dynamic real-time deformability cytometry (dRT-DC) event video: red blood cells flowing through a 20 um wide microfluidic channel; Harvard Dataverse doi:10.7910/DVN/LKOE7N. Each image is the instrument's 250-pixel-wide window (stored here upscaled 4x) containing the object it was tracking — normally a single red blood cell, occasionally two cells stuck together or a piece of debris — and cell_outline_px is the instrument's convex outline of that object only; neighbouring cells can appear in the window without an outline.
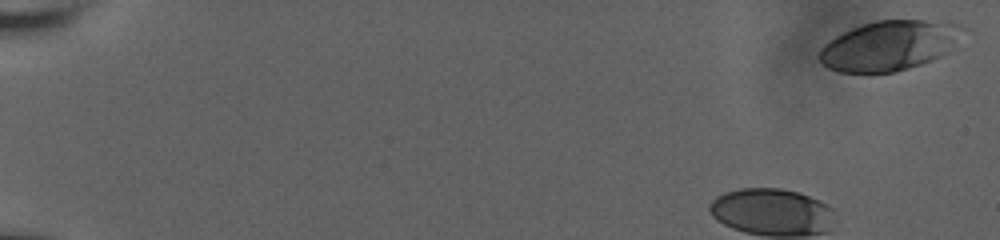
{"species": "human", "species_latin": "Homo sapiens", "temperature_condition": "room temperature", "stored_images_in_passage": 16, "segment_of_instrument_passage": [1, 2], "camera_frame_rate_fps": 3000, "um_per_image_px": 0.085, "donor": {"sex": "male"}, "frame": {"image": 1, "passage_image": 1, "time_ms": 0.0, "image_size_px": [1000, 240], "cell_outline_px": [[968, 28], [948, 52], [932, 60], [908, 68], [892, 72], [840, 72], [828, 68], [820, 60], [820, 48], [824, 44], [836, 36], [852, 28], [876, 20], [948, 20], [960, 24]], "centroid_in_image_um": [75.66, 3.84], "position_along_channel_um": 9.3, "area_um2": 41.79}}
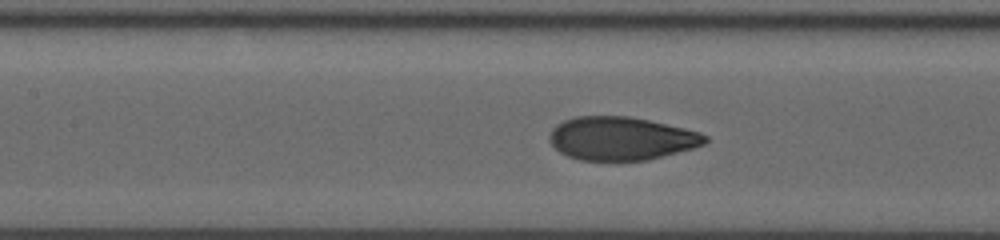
{"frame": {"image": 2, "passage_image": 14, "time_ms": 7.667, "image_size_px": [1000, 240], "cell_outline_px": [[708, 140], [704, 144], [692, 148], [648, 160], [580, 160], [568, 156], [560, 152], [548, 140], [548, 136], [552, 128], [556, 124], [564, 120], [576, 116], [628, 116], [648, 120], [684, 128], [700, 132], [708, 136]], "centroid_in_image_um": [52.78, 11.76], "position_along_channel_um": 154.6, "area_um2": 39.19}}